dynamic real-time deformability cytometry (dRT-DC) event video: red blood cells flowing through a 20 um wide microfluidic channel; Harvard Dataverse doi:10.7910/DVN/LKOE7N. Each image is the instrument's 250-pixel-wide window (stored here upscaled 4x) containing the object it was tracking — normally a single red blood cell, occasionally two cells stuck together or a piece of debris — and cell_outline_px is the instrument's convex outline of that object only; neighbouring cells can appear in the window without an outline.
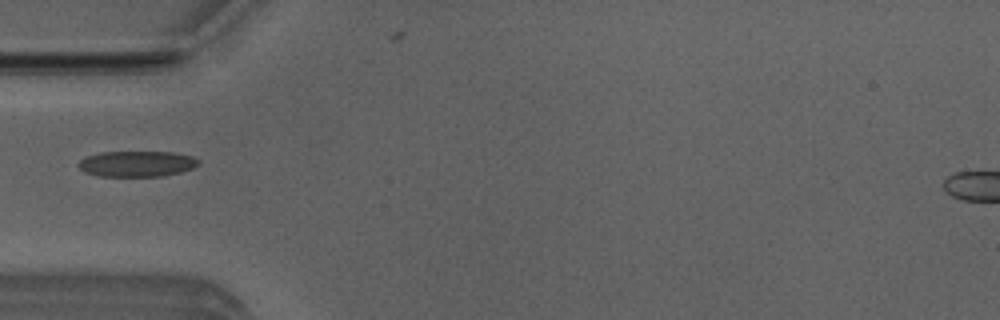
{"species": "Egyptian fruit bat (a non-hibernating species)", "species_latin": "Rousettus aegyptiacus", "temperature_condition": "room temperature", "stored_images_in_passage": 2, "camera_frame_rate_fps": 3000, "um_per_image_px": 0.085, "animal": {"sex": "male"}, "frame": {"image": 1, "passage_image": 2, "time_ms": 0.333, "image_size_px": [1000, 320], "cell_outline_px": [[200, 164], [192, 168], [180, 172], [164, 176], [100, 176], [84, 172], [76, 164], [80, 160], [88, 156], [100, 152], [172, 152], [192, 156], [200, 160]], "centroid_in_image_um": [11.64, 13.92], "position_along_channel_um": 73.4, "area_um2": 18.03}}